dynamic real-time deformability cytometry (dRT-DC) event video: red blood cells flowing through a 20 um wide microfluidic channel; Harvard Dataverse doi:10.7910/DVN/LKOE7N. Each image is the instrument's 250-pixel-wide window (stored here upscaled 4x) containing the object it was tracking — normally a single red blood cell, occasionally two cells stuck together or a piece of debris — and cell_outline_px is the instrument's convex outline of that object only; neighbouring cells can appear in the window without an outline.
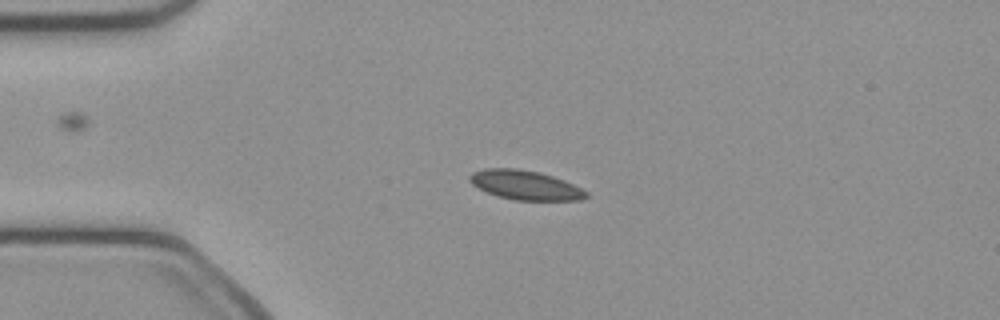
{"species": "common noctule bat (a hibernating species)", "species_latin": "Nyctalus noctula", "temperature_condition": "cold", "stored_images_in_passage": 30, "camera_frame_rate_fps": 3000, "um_per_image_px": 0.085, "animal": {"sex": "female", "body_mass_g": 21.9}, "frame": {"image": 1, "passage_image": 11, "time_ms": 3.333, "image_size_px": [1000, 320], "cell_outline_px": [[588, 196], [580, 200], [512, 200], [496, 196], [472, 184], [468, 180], [468, 176], [472, 172], [484, 168], [516, 168], [540, 172], [564, 180], [588, 192]], "centroid_in_image_um": [44.62, 15.73], "position_along_channel_um": 40.4, "area_um2": 19.94}}
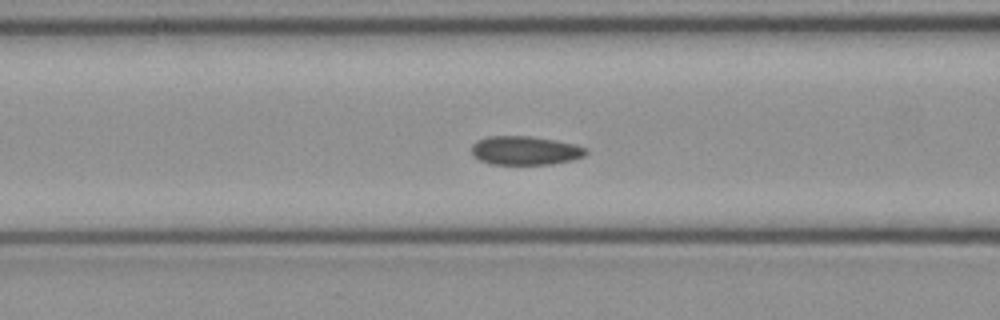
{"frame": {"image": 2, "passage_image": 19, "time_ms": 6.0, "image_size_px": [1000, 320], "cell_outline_px": [[588, 152], [584, 156], [572, 160], [552, 164], [488, 164], [472, 156], [472, 144], [476, 140], [488, 136], [532, 136], [556, 140], [576, 144], [588, 148]], "centroid_in_image_um": [44.64, 12.79], "position_along_channel_um": 122.0, "area_um2": 19.48}}
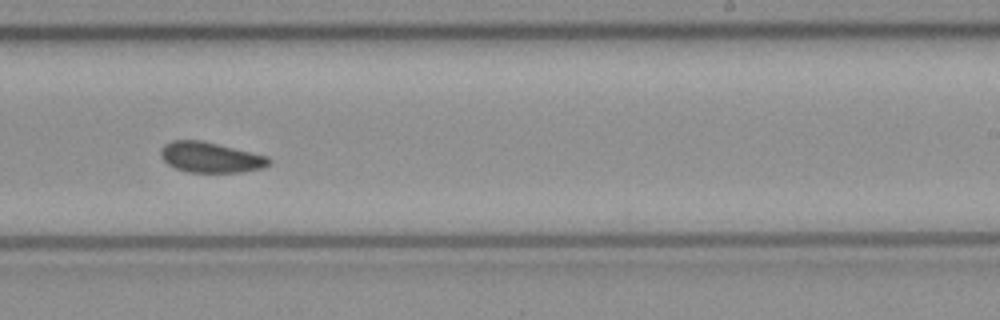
{"frame": {"image": 3, "passage_image": 30, "time_ms": 9.667, "image_size_px": [1000, 320], "cell_outline_px": [[272, 164], [264, 168], [240, 172], [188, 172], [176, 168], [168, 164], [160, 156], [160, 148], [164, 144], [172, 140], [200, 140], [268, 156], [272, 160]], "centroid_in_image_um": [17.91, 13.38], "position_along_channel_um": 271.1, "area_um2": 19.25}}